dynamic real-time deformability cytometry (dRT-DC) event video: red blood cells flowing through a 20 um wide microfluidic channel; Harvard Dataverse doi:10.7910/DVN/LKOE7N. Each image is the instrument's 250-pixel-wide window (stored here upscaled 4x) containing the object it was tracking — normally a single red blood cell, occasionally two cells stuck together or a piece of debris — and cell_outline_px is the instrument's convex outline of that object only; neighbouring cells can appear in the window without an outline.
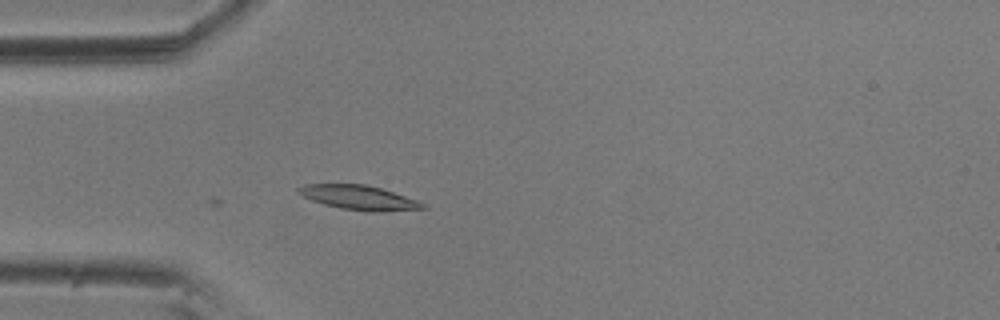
{"species": "common noctule bat (a hibernating species)", "species_latin": "Nyctalus noctula", "temperature_condition": "room temperature", "stored_images_in_passage": 5, "camera_frame_rate_fps": 3000, "um_per_image_px": 0.085, "animal": {"sex": "male", "body_mass_g": 20.5, "forearm_length_mm": 52.5}, "frame": {"image": 1, "passage_image": 5, "time_ms": 1.333, "image_size_px": [1000, 320], "cell_outline_px": [[428, 208], [376, 212], [368, 212], [340, 208], [324, 204], [312, 200], [296, 192], [296, 188], [304, 184], [364, 184], [380, 188], [416, 200], [424, 204]], "centroid_in_image_um": [30.46, 16.79], "position_along_channel_um": 54.5, "area_um2": 17.51}}